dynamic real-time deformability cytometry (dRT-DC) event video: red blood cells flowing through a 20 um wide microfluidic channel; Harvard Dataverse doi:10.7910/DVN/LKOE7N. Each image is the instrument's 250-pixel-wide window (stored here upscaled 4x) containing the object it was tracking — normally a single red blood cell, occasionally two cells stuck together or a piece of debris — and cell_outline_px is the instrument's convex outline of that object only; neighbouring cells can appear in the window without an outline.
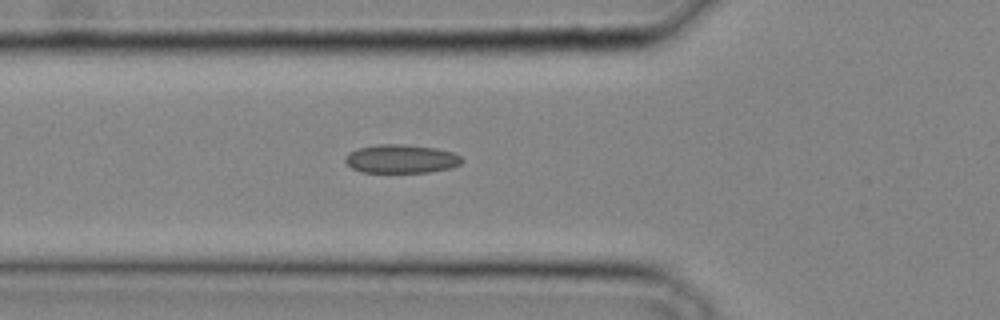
{"species": "common noctule bat (a hibernating species)", "species_latin": "Nyctalus noctula", "temperature_condition": "cold", "stored_images_in_passage": 25, "camera_frame_rate_fps": 3000, "um_per_image_px": 0.085, "animal": {"sex": "male", "body_mass_g": 20.4}, "frame": {"image": 1, "passage_image": 4, "time_ms": 1.0, "image_size_px": [1000, 320], "cell_outline_px": [[464, 160], [460, 164], [452, 168], [428, 172], [360, 172], [352, 168], [344, 160], [348, 152], [356, 148], [380, 144], [404, 144], [436, 148], [452, 152], [460, 156]], "centroid_in_image_um": [34.09, 13.5], "position_along_channel_um": 91.7, "area_um2": 19.54}}
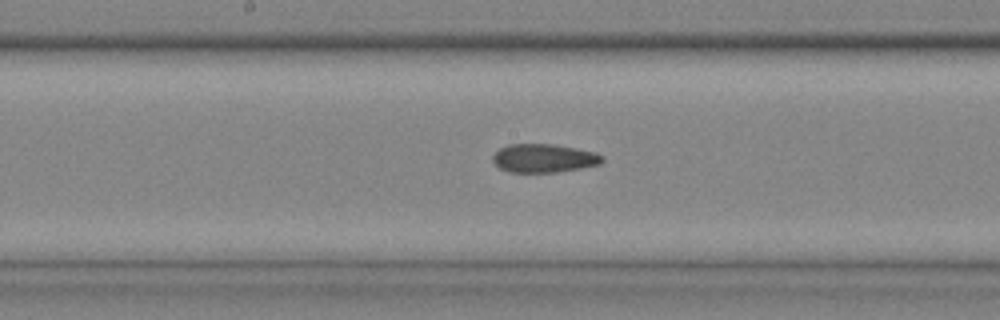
{"frame": {"image": 2, "passage_image": 10, "time_ms": 3.0, "image_size_px": [1000, 320], "cell_outline_px": [[604, 160], [600, 164], [580, 168], [556, 172], [508, 172], [500, 168], [492, 160], [492, 156], [500, 148], [508, 144], [552, 144], [576, 148], [596, 152], [604, 156]], "centroid_in_image_um": [46.24, 13.44], "position_along_channel_um": 202.0, "area_um2": 18.21}}
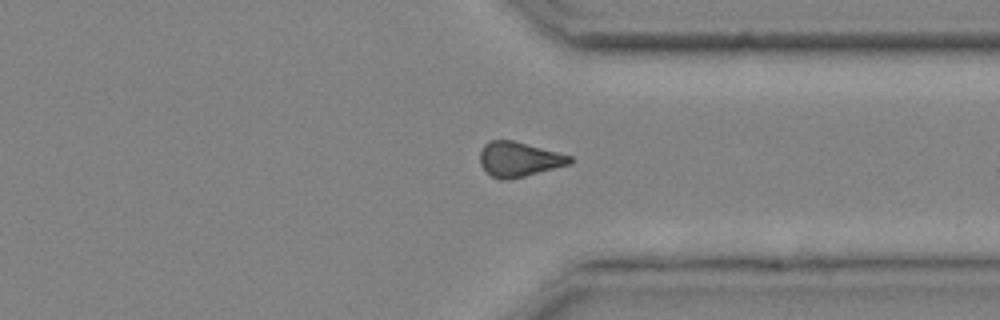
{"frame": {"image": 3, "passage_image": 19, "time_ms": 6.0, "image_size_px": [1000, 320], "cell_outline_px": [[572, 164], [508, 180], [500, 180], [492, 176], [480, 164], [480, 152], [484, 144], [488, 140], [512, 140], [572, 156]], "centroid_in_image_um": [44.1, 13.54], "position_along_channel_um": 367.3, "area_um2": 18.15}}